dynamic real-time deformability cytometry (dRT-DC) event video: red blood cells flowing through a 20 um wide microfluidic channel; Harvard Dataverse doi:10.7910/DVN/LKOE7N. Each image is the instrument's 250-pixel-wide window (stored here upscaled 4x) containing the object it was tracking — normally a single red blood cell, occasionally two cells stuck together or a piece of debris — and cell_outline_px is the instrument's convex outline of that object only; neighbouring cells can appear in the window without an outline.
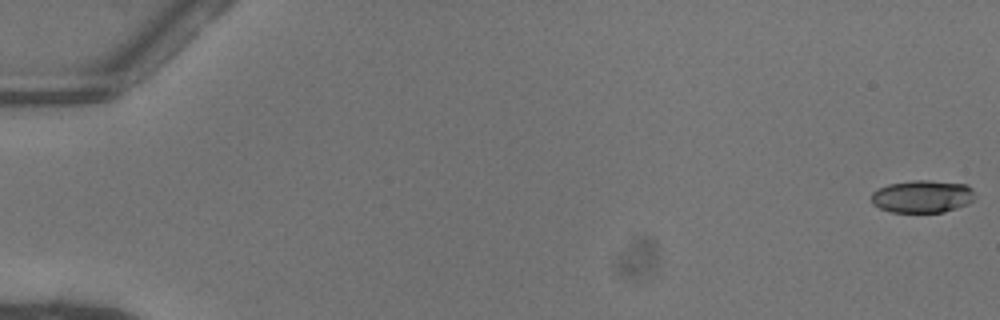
{"species": "common noctule bat (a hibernating species)", "species_latin": "Nyctalus noctula", "temperature_condition": "warm", "stored_images_in_passage": 52, "camera_frame_rate_fps": 3000, "um_per_image_px": 0.085, "animal": {"sex": "female"}, "frame": {"image": 1, "passage_image": 1, "time_ms": 0.0, "image_size_px": [1000, 320], "cell_outline_px": [[972, 200], [968, 204], [944, 212], [892, 212], [880, 208], [872, 204], [872, 192], [876, 188], [888, 184], [912, 180], [928, 180], [964, 184], [972, 188]], "centroid_in_image_um": [78.35, 16.69], "position_along_channel_um": 6.7, "area_um2": 19.59}}
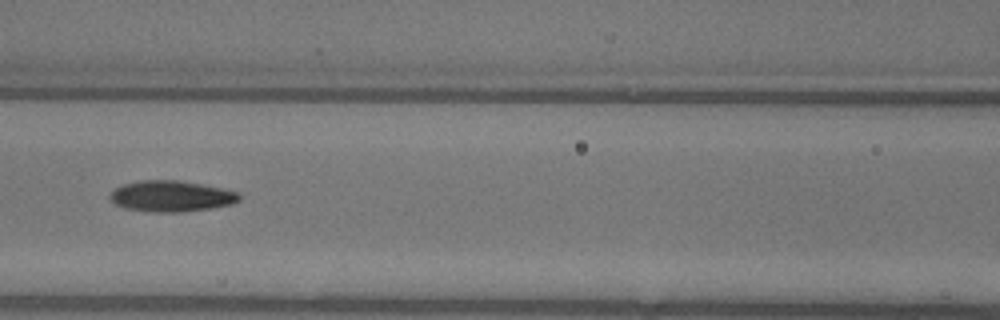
{"frame": {"image": 2, "passage_image": 25, "time_ms": 8.0, "image_size_px": [1000, 320], "cell_outline_px": [[240, 200], [228, 204], [212, 208], [180, 212], [152, 212], [124, 208], [116, 204], [108, 196], [116, 188], [124, 184], [140, 180], [180, 180], [224, 188], [240, 192]], "centroid_in_image_um": [14.58, 16.67], "position_along_channel_um": 152.0, "area_um2": 23.35}}
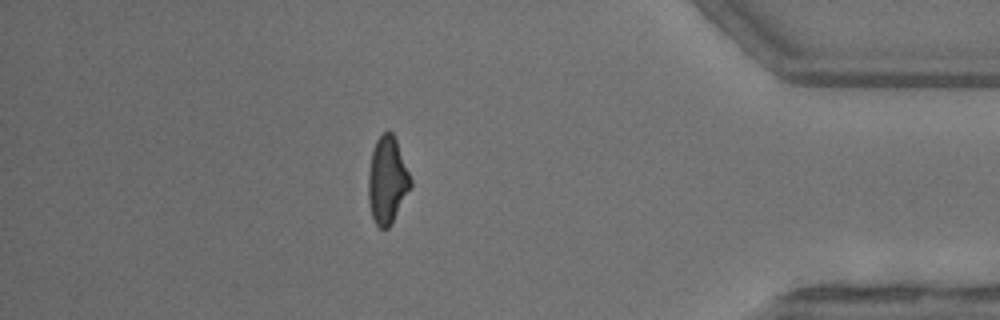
{"frame": {"image": 3, "passage_image": 46, "time_ms": 15.0, "image_size_px": [1000, 320], "cell_outline_px": [[412, 184], [388, 228], [380, 228], [376, 224], [372, 216], [368, 200], [368, 172], [372, 152], [376, 140], [384, 132], [392, 132], [396, 140], [412, 180]], "centroid_in_image_um": [32.9, 15.3], "position_along_channel_um": 402.3, "area_um2": 20.98}, "authors_computed_cell_mechanics": {"area_um2": 21.5883, "velocity_mm_per_s": 4.1049, "shape_relaxation_time_tau1_ms": 5.8222, "shape_relaxation_time_tau2_ms": 2.709, "deformation_change_tau1": 0.1911, "deformation_change_tau2": 0.1102}}